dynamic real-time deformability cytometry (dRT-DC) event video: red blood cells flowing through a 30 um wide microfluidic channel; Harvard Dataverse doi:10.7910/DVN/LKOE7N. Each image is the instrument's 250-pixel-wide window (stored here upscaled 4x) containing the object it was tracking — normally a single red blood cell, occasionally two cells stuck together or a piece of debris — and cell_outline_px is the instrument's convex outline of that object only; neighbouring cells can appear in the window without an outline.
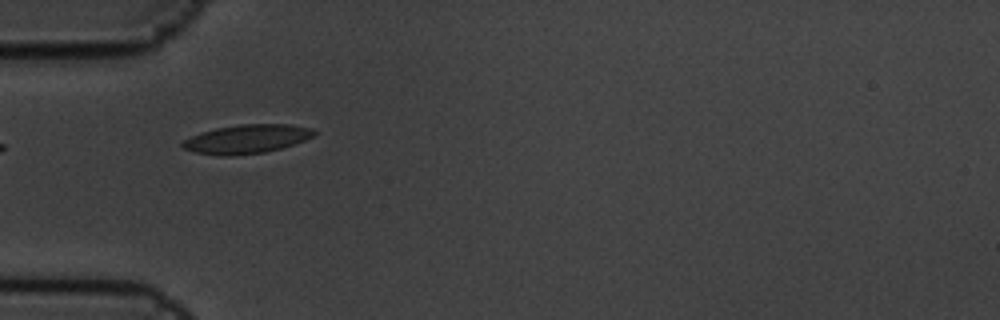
{"species": "common noctule bat (a hibernating species)", "species_latin": "Nyctalus noctula", "temperature_condition": "cold", "stored_images_in_passage": 7, "camera_frame_rate_fps": 3000, "um_per_image_px": 0.085, "animal": {"sex": "male", "body_mass_g": 19.5, "forearm_length_mm": 54.6}, "frame": {"image": 1, "passage_image": 6, "time_ms": 1.667, "image_size_px": [1000, 320], "cell_outline_px": [[316, 132], [312, 136], [304, 140], [280, 148], [264, 152], [232, 156], [220, 156], [196, 152], [184, 148], [180, 144], [184, 140], [200, 132], [216, 128], [240, 124], [288, 124], [312, 128]], "centroid_in_image_um": [20.95, 11.81], "position_along_channel_um": 64.1, "area_um2": 21.91}}
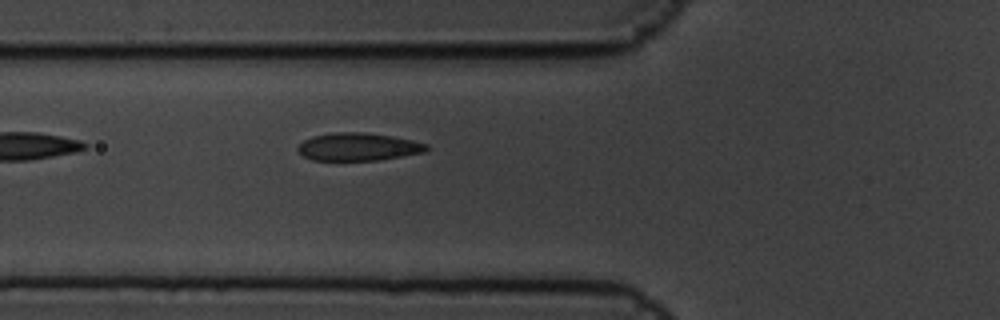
{"frame": {"image": 2, "passage_image": 7, "time_ms": 2.0, "image_size_px": [1000, 320], "cell_outline_px": [[428, 152], [380, 160], [312, 160], [304, 156], [296, 148], [304, 140], [312, 136], [336, 132], [364, 132], [392, 136], [412, 140], [428, 144]], "centroid_in_image_um": [30.49, 12.48], "position_along_channel_um": 95.3, "area_um2": 20.92}}